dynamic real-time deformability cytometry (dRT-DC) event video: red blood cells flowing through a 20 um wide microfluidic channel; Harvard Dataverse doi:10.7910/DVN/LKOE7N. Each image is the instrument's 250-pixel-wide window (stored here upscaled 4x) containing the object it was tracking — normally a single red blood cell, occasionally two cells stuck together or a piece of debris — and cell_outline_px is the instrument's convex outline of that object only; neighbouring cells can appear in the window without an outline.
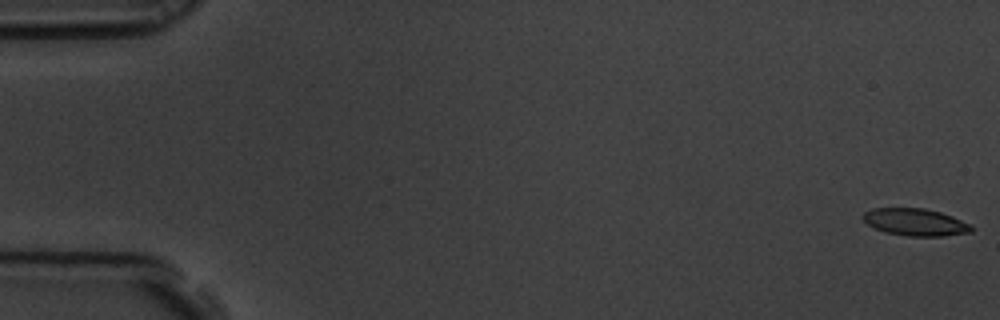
{"species": "common noctule bat (a hibernating species)", "species_latin": "Nyctalus noctula", "temperature_condition": "room temperature", "stored_images_in_passage": 58, "camera_frame_rate_fps": 3000, "um_per_image_px": 0.085, "animal": {"sex": "male", "body_mass_g": 19.5, "forearm_length_mm": 54.6}, "frame": {"image": 1, "passage_image": 1, "time_ms": 0.0, "image_size_px": [1000, 320], "cell_outline_px": [[972, 232], [944, 236], [908, 236], [884, 232], [868, 224], [860, 216], [864, 212], [872, 208], [924, 208], [940, 212], [952, 216], [972, 224]], "centroid_in_image_um": [77.81, 18.88], "position_along_channel_um": 7.2, "area_um2": 17.28}}
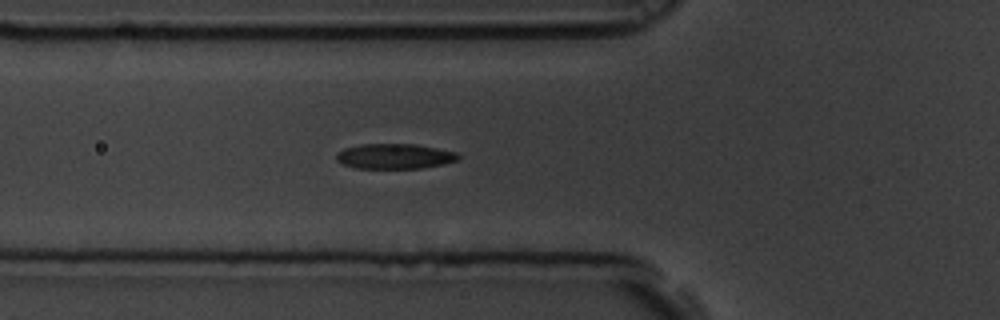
{"frame": {"image": 2, "passage_image": 21, "time_ms": 6.667, "image_size_px": [1000, 320], "cell_outline_px": [[460, 156], [456, 160], [444, 164], [420, 168], [356, 168], [344, 164], [336, 160], [336, 156], [344, 148], [360, 144], [416, 144], [456, 152]], "centroid_in_image_um": [33.54, 13.28], "position_along_channel_um": 92.3, "area_um2": 17.69}}
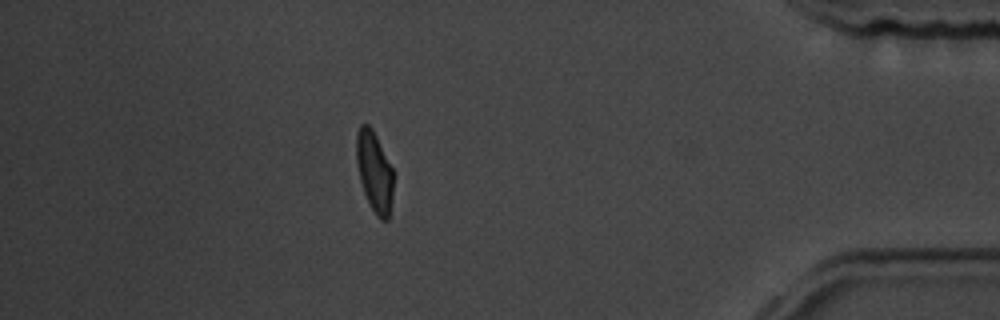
{"frame": {"image": 3, "passage_image": 51, "time_ms": 16.667, "image_size_px": [1000, 320], "cell_outline_px": [[396, 172], [392, 200], [388, 220], [380, 220], [376, 216], [368, 204], [360, 180], [356, 160], [356, 132], [360, 124], [368, 124], [372, 128]], "centroid_in_image_um": [31.86, 14.6], "position_along_channel_um": 403.3, "area_um2": 18.09}, "authors_computed_cell_mechanics": {"area_um2": 18.0336, "velocity_mm_per_s": 3.545, "shape_relaxation_time_tau1_ms": 3.944, "shape_relaxation_time_tau2_ms": 1.6598, "deformation_change_tau1": 0.1532, "deformation_change_tau2": 0.074}}